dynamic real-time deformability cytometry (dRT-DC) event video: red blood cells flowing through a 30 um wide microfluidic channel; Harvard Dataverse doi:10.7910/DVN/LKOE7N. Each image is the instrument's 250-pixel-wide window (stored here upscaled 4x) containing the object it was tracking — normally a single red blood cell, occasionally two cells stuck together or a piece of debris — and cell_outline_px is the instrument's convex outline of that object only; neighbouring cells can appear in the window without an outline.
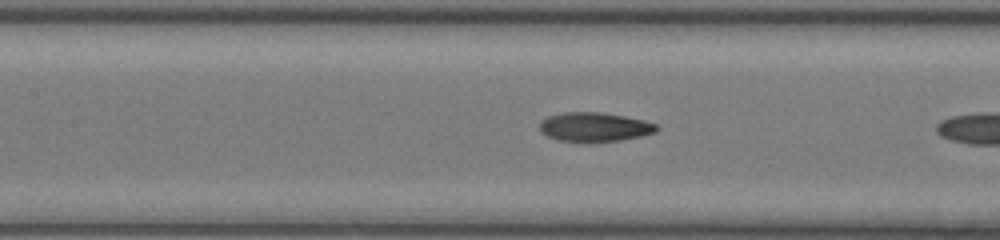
{"species": "common noctule bat (a hibernating species)", "species_latin": "Nyctalus noctula", "temperature_condition": "room temperature", "stored_images_in_passage": 33, "camera_frame_rate_fps": 3000, "um_per_image_px": 0.085, "animal": {"sex": "female", "body_mass_g": 17.0, "forearm_length_mm": 48.0}, "frame": {"image": 1, "passage_image": 18, "time_ms": 5.667, "image_size_px": [1000, 240], "cell_outline_px": [[660, 128], [656, 132], [640, 136], [620, 140], [560, 140], [548, 136], [540, 132], [540, 124], [548, 116], [564, 112], [600, 112], [624, 116], [644, 120], [656, 124]], "centroid_in_image_um": [50.57, 10.76], "position_along_channel_um": 156.8, "area_um2": 19.31}}
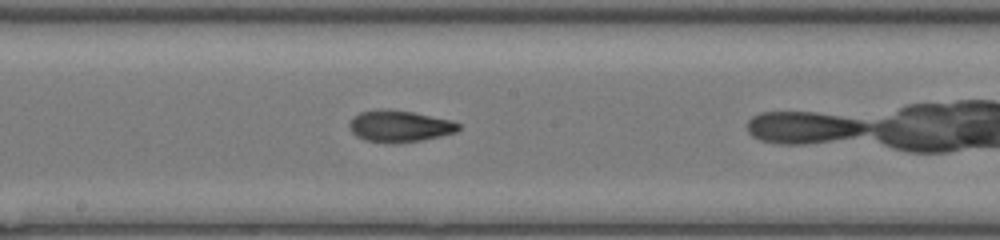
{"frame": {"image": 2, "passage_image": 22, "time_ms": 7.0, "image_size_px": [1000, 240], "cell_outline_px": [[460, 128], [456, 132], [440, 136], [420, 140], [396, 144], [364, 140], [356, 136], [352, 132], [348, 124], [352, 116], [360, 112], [388, 108], [412, 112], [452, 120], [460, 124]], "centroid_in_image_um": [33.94, 10.72], "position_along_channel_um": 214.3, "area_um2": 20.23}}
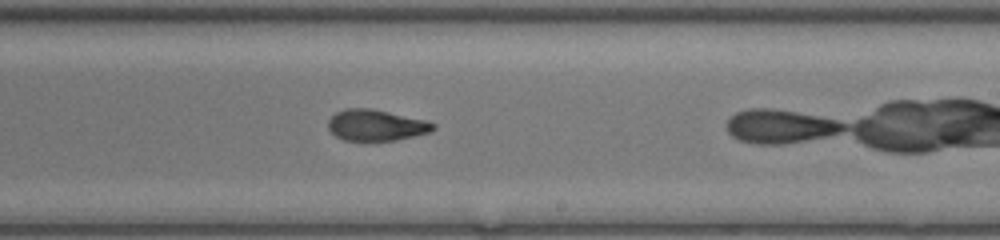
{"frame": {"image": 3, "passage_image": 25, "time_ms": 8.0, "image_size_px": [1000, 240], "cell_outline_px": [[436, 128], [432, 132], [396, 140], [344, 140], [336, 136], [328, 128], [328, 120], [336, 112], [344, 108], [372, 108], [428, 120], [436, 124]], "centroid_in_image_um": [32.01, 10.63], "position_along_channel_um": 257.0, "area_um2": 19.25}}